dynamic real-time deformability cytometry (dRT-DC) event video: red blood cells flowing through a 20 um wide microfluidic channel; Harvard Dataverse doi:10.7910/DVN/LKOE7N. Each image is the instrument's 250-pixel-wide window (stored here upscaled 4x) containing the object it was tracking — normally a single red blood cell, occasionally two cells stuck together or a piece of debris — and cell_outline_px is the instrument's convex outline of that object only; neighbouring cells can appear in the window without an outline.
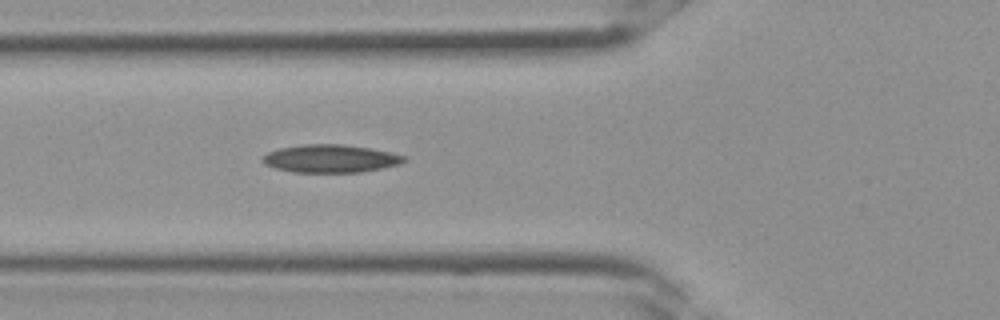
{"species": "Egyptian fruit bat (a non-hibernating species)", "species_latin": "Rousettus aegyptiacus", "temperature_condition": "room temperature", "stored_images_in_passage": 5, "camera_frame_rate_fps": 3000, "um_per_image_px": 0.085, "frame": {"image": 1, "passage_image": 5, "time_ms": 1.333, "image_size_px": [1000, 320], "cell_outline_px": [[408, 160], [400, 164], [360, 172], [296, 172], [276, 168], [264, 164], [260, 160], [260, 156], [268, 152], [280, 148], [304, 144], [340, 144], [368, 148], [408, 156]], "centroid_in_image_um": [28.07, 13.48], "position_along_channel_um": 97.7, "area_um2": 22.95}}